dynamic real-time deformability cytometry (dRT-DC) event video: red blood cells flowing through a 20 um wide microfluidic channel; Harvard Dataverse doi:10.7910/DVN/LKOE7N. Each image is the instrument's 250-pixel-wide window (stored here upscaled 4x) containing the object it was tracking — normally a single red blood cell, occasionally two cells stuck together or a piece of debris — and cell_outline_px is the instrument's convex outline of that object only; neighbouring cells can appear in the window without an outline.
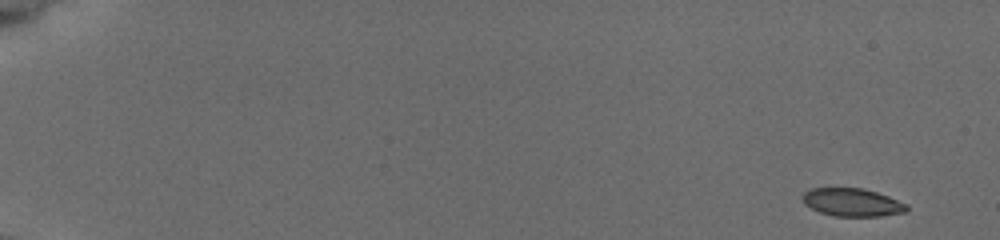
{"species": "common noctule bat (a hibernating species)", "species_latin": "Nyctalus noctula", "temperature_condition": "cold", "stored_images_in_passage": 39, "camera_frame_rate_fps": 3000, "um_per_image_px": 0.085, "animal": {"sex": "female", "body_mass_g": 19.5, "forearm_length_mm": 54.1}, "frame": {"image": 1, "passage_image": 1, "time_ms": 0.0, "image_size_px": [1000, 240], "cell_outline_px": [[908, 208], [904, 212], [880, 216], [832, 216], [820, 212], [804, 204], [804, 192], [812, 188], [864, 188], [888, 196], [908, 204]], "centroid_in_image_um": [72.45, 17.2], "position_along_channel_um": 12.5, "area_um2": 16.88}}
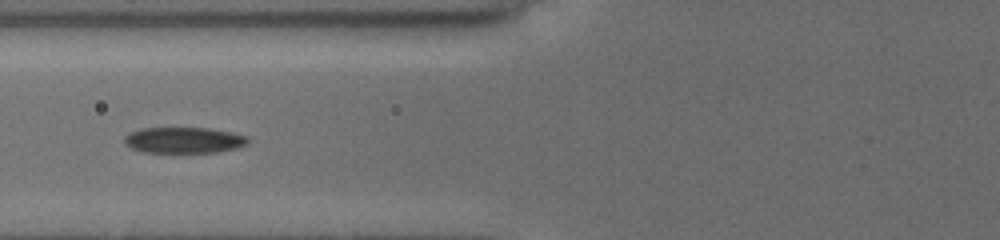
{"frame": {"image": 2, "passage_image": 23, "time_ms": 7.333, "image_size_px": [1000, 240], "cell_outline_px": [[248, 144], [236, 148], [216, 152], [180, 156], [144, 152], [132, 148], [124, 144], [124, 136], [140, 128], [208, 128], [232, 132], [248, 136]], "centroid_in_image_um": [15.62, 11.97], "position_along_channel_um": 110.2, "area_um2": 19.71}}
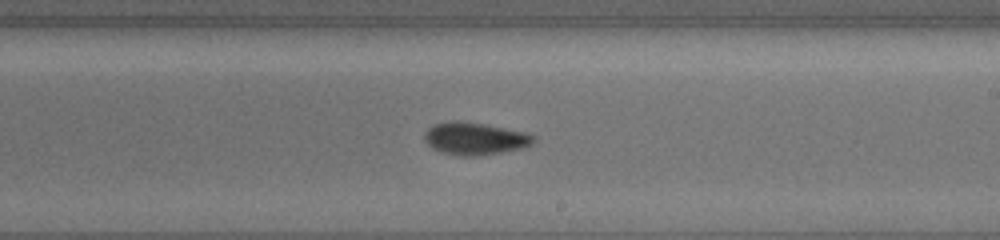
{"frame": {"image": 3, "passage_image": 34, "time_ms": 11.0, "image_size_px": [1000, 240], "cell_outline_px": [[536, 140], [532, 144], [524, 148], [476, 156], [460, 156], [444, 152], [432, 148], [424, 140], [424, 132], [432, 124], [452, 120], [460, 120], [484, 124], [524, 132], [536, 136]], "centroid_in_image_um": [40.35, 11.77], "position_along_channel_um": 248.6, "area_um2": 20.69}}